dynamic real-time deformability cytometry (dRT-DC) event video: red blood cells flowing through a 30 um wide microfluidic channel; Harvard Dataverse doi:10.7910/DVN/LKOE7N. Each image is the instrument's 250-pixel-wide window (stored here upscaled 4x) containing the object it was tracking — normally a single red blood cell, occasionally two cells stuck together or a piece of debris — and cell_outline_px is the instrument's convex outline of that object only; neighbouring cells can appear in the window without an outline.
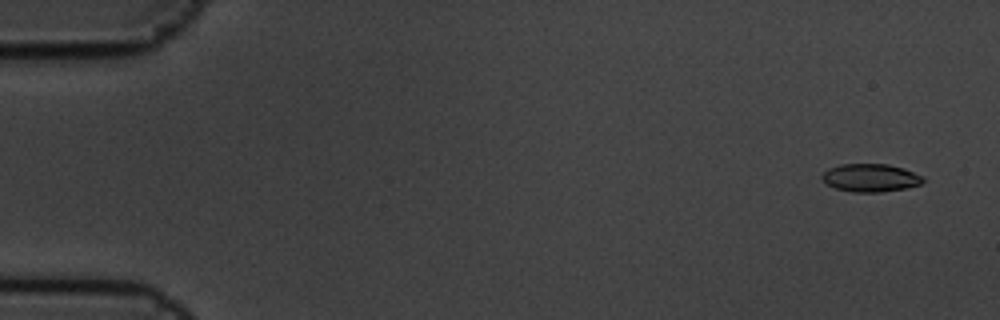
{"species": "common noctule bat (a hibernating species)", "species_latin": "Nyctalus noctula", "temperature_condition": "cold", "stored_images_in_passage": 7, "camera_frame_rate_fps": 3000, "um_per_image_px": 0.085, "animal": {"sex": "male", "body_mass_g": 19.5, "forearm_length_mm": 54.6}, "frame": {"image": 1, "passage_image": 1, "time_ms": 0.0, "image_size_px": [1000, 320], "cell_outline_px": [[924, 180], [920, 184], [904, 188], [880, 192], [852, 192], [836, 188], [828, 184], [820, 176], [828, 168], [840, 164], [888, 164], [904, 168], [924, 176]], "centroid_in_image_um": [74.0, 15.1], "position_along_channel_um": 11.0, "area_um2": 16.42}}
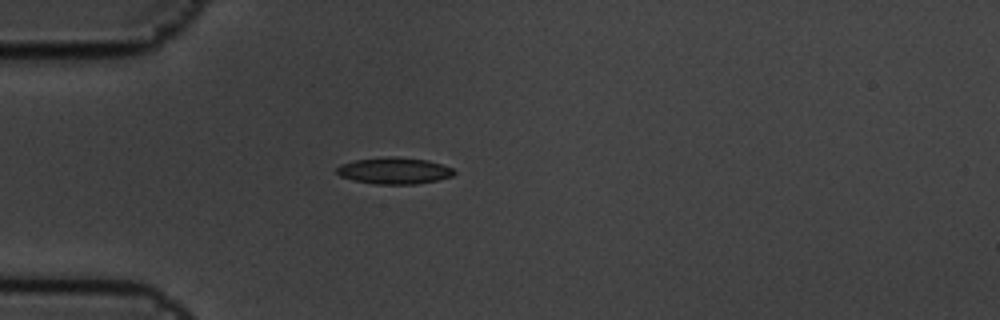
{"frame": {"image": 2, "passage_image": 5, "time_ms": 1.333, "image_size_px": [1000, 320], "cell_outline_px": [[456, 172], [452, 176], [436, 180], [416, 184], [372, 184], [352, 180], [340, 176], [336, 172], [336, 168], [340, 164], [356, 160], [388, 156], [396, 156], [428, 160], [452, 168]], "centroid_in_image_um": [33.48, 14.51], "position_along_channel_um": 51.5, "area_um2": 18.21}}
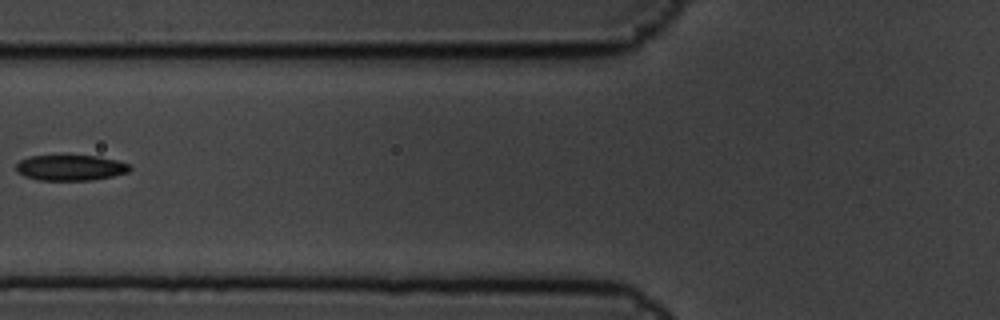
{"frame": {"image": 3, "passage_image": 7, "time_ms": 2.0, "image_size_px": [1000, 320], "cell_outline_px": [[132, 168], [128, 172], [112, 176], [92, 180], [36, 180], [24, 176], [16, 172], [16, 164], [20, 160], [28, 156], [64, 152], [68, 152], [96, 156], [116, 160], [128, 164]], "centroid_in_image_um": [5.92, 14.2], "position_along_channel_um": 119.9, "area_um2": 17.98}}